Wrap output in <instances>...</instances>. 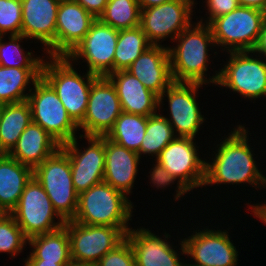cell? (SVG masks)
<instances>
[{
	"instance_id": "obj_1",
	"label": "cell",
	"mask_w": 266,
	"mask_h": 266,
	"mask_svg": "<svg viewBox=\"0 0 266 266\" xmlns=\"http://www.w3.org/2000/svg\"><path fill=\"white\" fill-rule=\"evenodd\" d=\"M235 127L228 135L221 137L223 140L219 139L221 142L216 144L215 151H212L214 154L211 153L210 162L206 159L203 186H242L245 183L256 190L266 189V176L261 172L262 169L258 168L259 165H256V154L251 143L249 144L251 140L248 134L251 133L243 124H237Z\"/></svg>"
},
{
	"instance_id": "obj_2",
	"label": "cell",
	"mask_w": 266,
	"mask_h": 266,
	"mask_svg": "<svg viewBox=\"0 0 266 266\" xmlns=\"http://www.w3.org/2000/svg\"><path fill=\"white\" fill-rule=\"evenodd\" d=\"M195 140L190 137H176L161 151L149 172L152 188L155 186L166 190L165 188H172V184L177 182L173 195L175 201L183 199L185 194L196 188H204L206 158L203 160L199 157L200 147Z\"/></svg>"
},
{
	"instance_id": "obj_3",
	"label": "cell",
	"mask_w": 266,
	"mask_h": 266,
	"mask_svg": "<svg viewBox=\"0 0 266 266\" xmlns=\"http://www.w3.org/2000/svg\"><path fill=\"white\" fill-rule=\"evenodd\" d=\"M173 42H177L175 46H168L173 81L213 84L216 87L219 69L213 76L207 74L212 58L209 49L216 47L210 25L194 22Z\"/></svg>"
},
{
	"instance_id": "obj_4",
	"label": "cell",
	"mask_w": 266,
	"mask_h": 266,
	"mask_svg": "<svg viewBox=\"0 0 266 266\" xmlns=\"http://www.w3.org/2000/svg\"><path fill=\"white\" fill-rule=\"evenodd\" d=\"M77 71L67 56H46L41 77L53 88L68 115L79 125L86 113L91 85L98 76L90 72L81 75Z\"/></svg>"
},
{
	"instance_id": "obj_5",
	"label": "cell",
	"mask_w": 266,
	"mask_h": 266,
	"mask_svg": "<svg viewBox=\"0 0 266 266\" xmlns=\"http://www.w3.org/2000/svg\"><path fill=\"white\" fill-rule=\"evenodd\" d=\"M133 202L104 181L79 194L77 213L72 221L86 225L131 228Z\"/></svg>"
},
{
	"instance_id": "obj_6",
	"label": "cell",
	"mask_w": 266,
	"mask_h": 266,
	"mask_svg": "<svg viewBox=\"0 0 266 266\" xmlns=\"http://www.w3.org/2000/svg\"><path fill=\"white\" fill-rule=\"evenodd\" d=\"M33 176L42 185L58 215L65 222L73 220L79 194L73 186L67 153L60 147L33 170Z\"/></svg>"
},
{
	"instance_id": "obj_7",
	"label": "cell",
	"mask_w": 266,
	"mask_h": 266,
	"mask_svg": "<svg viewBox=\"0 0 266 266\" xmlns=\"http://www.w3.org/2000/svg\"><path fill=\"white\" fill-rule=\"evenodd\" d=\"M265 18V12L244 6L215 18L209 24L215 45L221 46L222 53L253 51Z\"/></svg>"
},
{
	"instance_id": "obj_8",
	"label": "cell",
	"mask_w": 266,
	"mask_h": 266,
	"mask_svg": "<svg viewBox=\"0 0 266 266\" xmlns=\"http://www.w3.org/2000/svg\"><path fill=\"white\" fill-rule=\"evenodd\" d=\"M227 55L224 67L219 68L216 86L228 88L251 102L266 97V60L254 51L227 52Z\"/></svg>"
},
{
	"instance_id": "obj_9",
	"label": "cell",
	"mask_w": 266,
	"mask_h": 266,
	"mask_svg": "<svg viewBox=\"0 0 266 266\" xmlns=\"http://www.w3.org/2000/svg\"><path fill=\"white\" fill-rule=\"evenodd\" d=\"M10 214L27 239L54 232L65 225V221L55 211L51 200L34 176L26 184L18 204Z\"/></svg>"
},
{
	"instance_id": "obj_10",
	"label": "cell",
	"mask_w": 266,
	"mask_h": 266,
	"mask_svg": "<svg viewBox=\"0 0 266 266\" xmlns=\"http://www.w3.org/2000/svg\"><path fill=\"white\" fill-rule=\"evenodd\" d=\"M32 122L39 124L62 145L80 134L78 125L68 115L53 88L41 77L33 85L27 98Z\"/></svg>"
},
{
	"instance_id": "obj_11",
	"label": "cell",
	"mask_w": 266,
	"mask_h": 266,
	"mask_svg": "<svg viewBox=\"0 0 266 266\" xmlns=\"http://www.w3.org/2000/svg\"><path fill=\"white\" fill-rule=\"evenodd\" d=\"M204 85L194 82H173L159 96V112L165 105L163 104L164 97L168 99L167 109L170 113H168V117L163 116L168 120L177 137L197 138V133L199 135L200 127L205 123L207 117L202 115L196 97H199L198 89Z\"/></svg>"
},
{
	"instance_id": "obj_12",
	"label": "cell",
	"mask_w": 266,
	"mask_h": 266,
	"mask_svg": "<svg viewBox=\"0 0 266 266\" xmlns=\"http://www.w3.org/2000/svg\"><path fill=\"white\" fill-rule=\"evenodd\" d=\"M71 259L97 264L109 251L126 239L131 228L86 225L75 221H66Z\"/></svg>"
},
{
	"instance_id": "obj_13",
	"label": "cell",
	"mask_w": 266,
	"mask_h": 266,
	"mask_svg": "<svg viewBox=\"0 0 266 266\" xmlns=\"http://www.w3.org/2000/svg\"><path fill=\"white\" fill-rule=\"evenodd\" d=\"M196 0H172L157 6L142 9L140 27L152 45L170 38L173 40L194 21ZM161 41V42H160Z\"/></svg>"
},
{
	"instance_id": "obj_14",
	"label": "cell",
	"mask_w": 266,
	"mask_h": 266,
	"mask_svg": "<svg viewBox=\"0 0 266 266\" xmlns=\"http://www.w3.org/2000/svg\"><path fill=\"white\" fill-rule=\"evenodd\" d=\"M204 228L182 239L186 257L192 259L186 266H237L239 255L229 232Z\"/></svg>"
},
{
	"instance_id": "obj_15",
	"label": "cell",
	"mask_w": 266,
	"mask_h": 266,
	"mask_svg": "<svg viewBox=\"0 0 266 266\" xmlns=\"http://www.w3.org/2000/svg\"><path fill=\"white\" fill-rule=\"evenodd\" d=\"M118 34L119 30L96 19L83 40L67 57L75 62V66L80 63V59L83 60L81 63L86 62L87 72L107 76L114 72Z\"/></svg>"
},
{
	"instance_id": "obj_16",
	"label": "cell",
	"mask_w": 266,
	"mask_h": 266,
	"mask_svg": "<svg viewBox=\"0 0 266 266\" xmlns=\"http://www.w3.org/2000/svg\"><path fill=\"white\" fill-rule=\"evenodd\" d=\"M78 136L72 141L62 144L61 148L69 157L73 186L75 191L80 194L103 182L105 136H83L81 134ZM77 138L82 140L85 138L88 146L79 147Z\"/></svg>"
},
{
	"instance_id": "obj_17",
	"label": "cell",
	"mask_w": 266,
	"mask_h": 266,
	"mask_svg": "<svg viewBox=\"0 0 266 266\" xmlns=\"http://www.w3.org/2000/svg\"><path fill=\"white\" fill-rule=\"evenodd\" d=\"M122 112L117 91L107 76H98L89 92L83 121L78 125L83 136H106Z\"/></svg>"
},
{
	"instance_id": "obj_18",
	"label": "cell",
	"mask_w": 266,
	"mask_h": 266,
	"mask_svg": "<svg viewBox=\"0 0 266 266\" xmlns=\"http://www.w3.org/2000/svg\"><path fill=\"white\" fill-rule=\"evenodd\" d=\"M170 238L171 235L166 231L163 236H159L158 233L156 235L144 227L137 229L132 227L126 234V239L134 252L136 266H186L187 260H184L186 253L182 239L178 240L179 250H181L178 252V249L175 250L177 247H174V243L169 242Z\"/></svg>"
},
{
	"instance_id": "obj_19",
	"label": "cell",
	"mask_w": 266,
	"mask_h": 266,
	"mask_svg": "<svg viewBox=\"0 0 266 266\" xmlns=\"http://www.w3.org/2000/svg\"><path fill=\"white\" fill-rule=\"evenodd\" d=\"M21 2V34L29 40L39 41L40 45H43L41 47L45 56H55L56 21L60 0H21Z\"/></svg>"
},
{
	"instance_id": "obj_20",
	"label": "cell",
	"mask_w": 266,
	"mask_h": 266,
	"mask_svg": "<svg viewBox=\"0 0 266 266\" xmlns=\"http://www.w3.org/2000/svg\"><path fill=\"white\" fill-rule=\"evenodd\" d=\"M96 18L74 0H60L57 11L55 56H68L83 40Z\"/></svg>"
},
{
	"instance_id": "obj_21",
	"label": "cell",
	"mask_w": 266,
	"mask_h": 266,
	"mask_svg": "<svg viewBox=\"0 0 266 266\" xmlns=\"http://www.w3.org/2000/svg\"><path fill=\"white\" fill-rule=\"evenodd\" d=\"M158 97L174 82L168 46L151 45L127 69Z\"/></svg>"
},
{
	"instance_id": "obj_22",
	"label": "cell",
	"mask_w": 266,
	"mask_h": 266,
	"mask_svg": "<svg viewBox=\"0 0 266 266\" xmlns=\"http://www.w3.org/2000/svg\"><path fill=\"white\" fill-rule=\"evenodd\" d=\"M140 155L105 136V169L103 181L127 197L132 194L140 165Z\"/></svg>"
},
{
	"instance_id": "obj_23",
	"label": "cell",
	"mask_w": 266,
	"mask_h": 266,
	"mask_svg": "<svg viewBox=\"0 0 266 266\" xmlns=\"http://www.w3.org/2000/svg\"><path fill=\"white\" fill-rule=\"evenodd\" d=\"M117 91L123 112L149 117L159 110V97L127 70L107 75Z\"/></svg>"
},
{
	"instance_id": "obj_24",
	"label": "cell",
	"mask_w": 266,
	"mask_h": 266,
	"mask_svg": "<svg viewBox=\"0 0 266 266\" xmlns=\"http://www.w3.org/2000/svg\"><path fill=\"white\" fill-rule=\"evenodd\" d=\"M60 147L55 138L31 121L8 155L34 170Z\"/></svg>"
},
{
	"instance_id": "obj_25",
	"label": "cell",
	"mask_w": 266,
	"mask_h": 266,
	"mask_svg": "<svg viewBox=\"0 0 266 266\" xmlns=\"http://www.w3.org/2000/svg\"><path fill=\"white\" fill-rule=\"evenodd\" d=\"M33 169L8 154H0V209L10 213L18 204Z\"/></svg>"
},
{
	"instance_id": "obj_26",
	"label": "cell",
	"mask_w": 266,
	"mask_h": 266,
	"mask_svg": "<svg viewBox=\"0 0 266 266\" xmlns=\"http://www.w3.org/2000/svg\"><path fill=\"white\" fill-rule=\"evenodd\" d=\"M41 74L42 68H15L0 65V105L26 101L32 90L30 86L41 78Z\"/></svg>"
},
{
	"instance_id": "obj_27",
	"label": "cell",
	"mask_w": 266,
	"mask_h": 266,
	"mask_svg": "<svg viewBox=\"0 0 266 266\" xmlns=\"http://www.w3.org/2000/svg\"><path fill=\"white\" fill-rule=\"evenodd\" d=\"M28 245L32 249L23 260H44L56 264H67L71 260L69 236L64 226L28 239Z\"/></svg>"
},
{
	"instance_id": "obj_28",
	"label": "cell",
	"mask_w": 266,
	"mask_h": 266,
	"mask_svg": "<svg viewBox=\"0 0 266 266\" xmlns=\"http://www.w3.org/2000/svg\"><path fill=\"white\" fill-rule=\"evenodd\" d=\"M32 121L28 101L1 105L0 154H8Z\"/></svg>"
},
{
	"instance_id": "obj_29",
	"label": "cell",
	"mask_w": 266,
	"mask_h": 266,
	"mask_svg": "<svg viewBox=\"0 0 266 266\" xmlns=\"http://www.w3.org/2000/svg\"><path fill=\"white\" fill-rule=\"evenodd\" d=\"M147 128V117L121 112L106 137L140 155V146Z\"/></svg>"
},
{
	"instance_id": "obj_30",
	"label": "cell",
	"mask_w": 266,
	"mask_h": 266,
	"mask_svg": "<svg viewBox=\"0 0 266 266\" xmlns=\"http://www.w3.org/2000/svg\"><path fill=\"white\" fill-rule=\"evenodd\" d=\"M151 45L140 26L119 30L114 72L126 70Z\"/></svg>"
},
{
	"instance_id": "obj_31",
	"label": "cell",
	"mask_w": 266,
	"mask_h": 266,
	"mask_svg": "<svg viewBox=\"0 0 266 266\" xmlns=\"http://www.w3.org/2000/svg\"><path fill=\"white\" fill-rule=\"evenodd\" d=\"M176 137L172 126L159 111L147 117V128L140 146V158L142 155H148L156 159Z\"/></svg>"
},
{
	"instance_id": "obj_32",
	"label": "cell",
	"mask_w": 266,
	"mask_h": 266,
	"mask_svg": "<svg viewBox=\"0 0 266 266\" xmlns=\"http://www.w3.org/2000/svg\"><path fill=\"white\" fill-rule=\"evenodd\" d=\"M5 35L0 36V65L3 67L15 68H42L45 61V56L42 58L34 56V51H25L21 46L22 40L27 39L24 35H8L7 42ZM6 41H4V40ZM44 57V58H43Z\"/></svg>"
},
{
	"instance_id": "obj_33",
	"label": "cell",
	"mask_w": 266,
	"mask_h": 266,
	"mask_svg": "<svg viewBox=\"0 0 266 266\" xmlns=\"http://www.w3.org/2000/svg\"><path fill=\"white\" fill-rule=\"evenodd\" d=\"M140 12L137 0H108L98 19L117 30L130 29L140 26Z\"/></svg>"
},
{
	"instance_id": "obj_34",
	"label": "cell",
	"mask_w": 266,
	"mask_h": 266,
	"mask_svg": "<svg viewBox=\"0 0 266 266\" xmlns=\"http://www.w3.org/2000/svg\"><path fill=\"white\" fill-rule=\"evenodd\" d=\"M27 245L28 239L13 216L10 213L2 214L0 216V253L9 254L13 260Z\"/></svg>"
},
{
	"instance_id": "obj_35",
	"label": "cell",
	"mask_w": 266,
	"mask_h": 266,
	"mask_svg": "<svg viewBox=\"0 0 266 266\" xmlns=\"http://www.w3.org/2000/svg\"><path fill=\"white\" fill-rule=\"evenodd\" d=\"M21 27V0H0V36L19 35Z\"/></svg>"
},
{
	"instance_id": "obj_36",
	"label": "cell",
	"mask_w": 266,
	"mask_h": 266,
	"mask_svg": "<svg viewBox=\"0 0 266 266\" xmlns=\"http://www.w3.org/2000/svg\"><path fill=\"white\" fill-rule=\"evenodd\" d=\"M97 266H136L133 249L127 239L106 253Z\"/></svg>"
},
{
	"instance_id": "obj_37",
	"label": "cell",
	"mask_w": 266,
	"mask_h": 266,
	"mask_svg": "<svg viewBox=\"0 0 266 266\" xmlns=\"http://www.w3.org/2000/svg\"><path fill=\"white\" fill-rule=\"evenodd\" d=\"M205 9L207 10L206 16L207 18H202L200 20H197L201 23L210 24L215 18L228 14L235 10L239 4L237 0H205ZM208 13V14H207ZM203 18L205 20H203ZM204 21V22H203Z\"/></svg>"
},
{
	"instance_id": "obj_38",
	"label": "cell",
	"mask_w": 266,
	"mask_h": 266,
	"mask_svg": "<svg viewBox=\"0 0 266 266\" xmlns=\"http://www.w3.org/2000/svg\"><path fill=\"white\" fill-rule=\"evenodd\" d=\"M96 19L104 12L108 0H74Z\"/></svg>"
},
{
	"instance_id": "obj_39",
	"label": "cell",
	"mask_w": 266,
	"mask_h": 266,
	"mask_svg": "<svg viewBox=\"0 0 266 266\" xmlns=\"http://www.w3.org/2000/svg\"><path fill=\"white\" fill-rule=\"evenodd\" d=\"M260 203L261 202L256 203V204L246 203L248 206L250 205L247 210H250L251 208L250 216L253 213L254 218H258L259 221L261 220L262 223L266 225V201L261 204Z\"/></svg>"
},
{
	"instance_id": "obj_40",
	"label": "cell",
	"mask_w": 266,
	"mask_h": 266,
	"mask_svg": "<svg viewBox=\"0 0 266 266\" xmlns=\"http://www.w3.org/2000/svg\"><path fill=\"white\" fill-rule=\"evenodd\" d=\"M253 51L266 60V18L263 23L257 44Z\"/></svg>"
},
{
	"instance_id": "obj_41",
	"label": "cell",
	"mask_w": 266,
	"mask_h": 266,
	"mask_svg": "<svg viewBox=\"0 0 266 266\" xmlns=\"http://www.w3.org/2000/svg\"><path fill=\"white\" fill-rule=\"evenodd\" d=\"M239 6L255 8L266 13V0H237Z\"/></svg>"
},
{
	"instance_id": "obj_42",
	"label": "cell",
	"mask_w": 266,
	"mask_h": 266,
	"mask_svg": "<svg viewBox=\"0 0 266 266\" xmlns=\"http://www.w3.org/2000/svg\"><path fill=\"white\" fill-rule=\"evenodd\" d=\"M137 1H138L140 10H142V9H146L152 6H157V5L172 1V0H137Z\"/></svg>"
},
{
	"instance_id": "obj_43",
	"label": "cell",
	"mask_w": 266,
	"mask_h": 266,
	"mask_svg": "<svg viewBox=\"0 0 266 266\" xmlns=\"http://www.w3.org/2000/svg\"><path fill=\"white\" fill-rule=\"evenodd\" d=\"M56 262H44V260H24V266H65Z\"/></svg>"
},
{
	"instance_id": "obj_44",
	"label": "cell",
	"mask_w": 266,
	"mask_h": 266,
	"mask_svg": "<svg viewBox=\"0 0 266 266\" xmlns=\"http://www.w3.org/2000/svg\"><path fill=\"white\" fill-rule=\"evenodd\" d=\"M65 266H97V264L85 263L71 259Z\"/></svg>"
},
{
	"instance_id": "obj_45",
	"label": "cell",
	"mask_w": 266,
	"mask_h": 266,
	"mask_svg": "<svg viewBox=\"0 0 266 266\" xmlns=\"http://www.w3.org/2000/svg\"><path fill=\"white\" fill-rule=\"evenodd\" d=\"M2 214H4V212L0 209V216H1Z\"/></svg>"
}]
</instances>
